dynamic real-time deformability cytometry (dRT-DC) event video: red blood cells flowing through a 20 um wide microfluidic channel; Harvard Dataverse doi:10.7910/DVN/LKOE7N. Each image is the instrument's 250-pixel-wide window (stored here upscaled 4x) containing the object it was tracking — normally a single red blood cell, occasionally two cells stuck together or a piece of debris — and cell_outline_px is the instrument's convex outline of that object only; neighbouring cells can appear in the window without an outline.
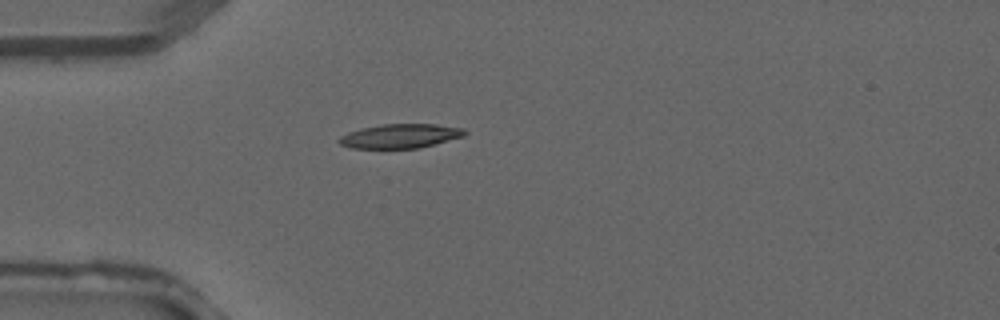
{"species": "common noctule bat (a hibernating species)", "species_latin": "Nyctalus noctula", "temperature_condition": "warm", "stored_images_in_passage": 2, "camera_frame_rate_fps": 3000, "um_per_image_px": 0.085, "animal": {"sex": "male", "forearm_length_mm": 52.5}, "frame": {"image": 1, "passage_image": 2, "time_ms": 0.333, "image_size_px": [1000, 320], "cell_outline_px": [[468, 132], [464, 136], [420, 148], [352, 148], [340, 144], [336, 140], [340, 136], [348, 132], [360, 128], [384, 124], [436, 124], [464, 128]], "centroid_in_image_um": [34.02, 11.56], "position_along_channel_um": 51.0, "area_um2": 17.8}}